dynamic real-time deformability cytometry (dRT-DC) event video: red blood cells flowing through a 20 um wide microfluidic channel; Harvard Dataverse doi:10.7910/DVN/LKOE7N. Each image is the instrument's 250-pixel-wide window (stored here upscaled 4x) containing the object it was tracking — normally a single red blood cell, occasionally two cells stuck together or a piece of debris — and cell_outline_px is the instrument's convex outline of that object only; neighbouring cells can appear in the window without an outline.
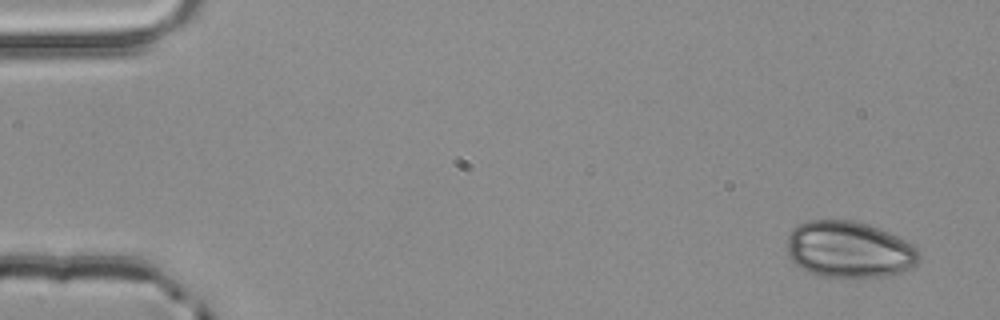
{"species": "common noctule bat (a hibernating species)", "species_latin": "Nyctalus noctula", "temperature_condition": "room temperature", "stored_images_in_passage": 4, "camera_frame_rate_fps": 3000, "um_per_image_px": 0.085, "animal": {"sex": "male", "body_mass_g": 20.4}, "frame": {"image": 1, "passage_image": 1, "time_ms": 0.0, "image_size_px": [1000, 320], "cell_outline_px": [[920, 260], [912, 268], [888, 276], [852, 280], [848, 280], [816, 276], [796, 264], [788, 256], [788, 236], [792, 228], [800, 224], [812, 220], [852, 220], [868, 224], [888, 232], [912, 244], [916, 248], [920, 256]], "centroid_in_image_um": [72.18, 21.26], "position_along_channel_um": 12.8, "area_um2": 44.27}}